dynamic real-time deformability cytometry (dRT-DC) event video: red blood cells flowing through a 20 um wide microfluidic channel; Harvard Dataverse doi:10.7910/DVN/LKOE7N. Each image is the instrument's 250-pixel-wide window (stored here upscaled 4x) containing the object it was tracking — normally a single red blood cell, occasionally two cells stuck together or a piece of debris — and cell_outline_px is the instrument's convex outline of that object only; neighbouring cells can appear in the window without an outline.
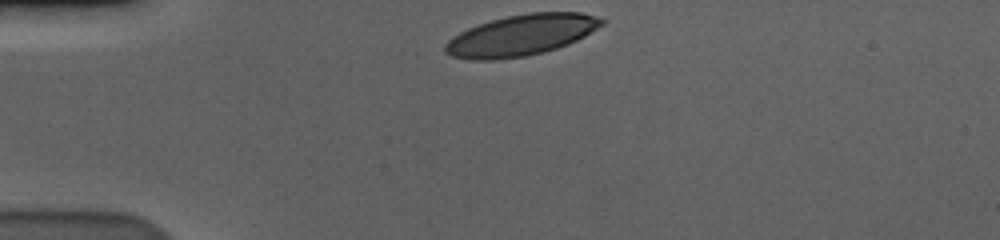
{"species": "human", "species_latin": "Homo sapiens", "temperature_condition": "cold", "stored_images_in_passage": 34, "camera_frame_rate_fps": 3000, "um_per_image_px": 0.085, "donor": {"sex": "male"}, "frame": {"image": 1, "passage_image": 1, "time_ms": 0.0, "image_size_px": [1000, 240], "cell_outline_px": [[608, 20], [604, 24], [584, 36], [568, 44], [544, 52], [524, 56], [496, 60], [472, 60], [452, 56], [444, 52], [444, 44], [452, 36], [468, 28], [492, 20], [508, 16], [528, 12], [580, 12]], "centroid_in_image_um": [44.3, 2.99], "position_along_channel_um": 40.7, "area_um2": 37.34}}
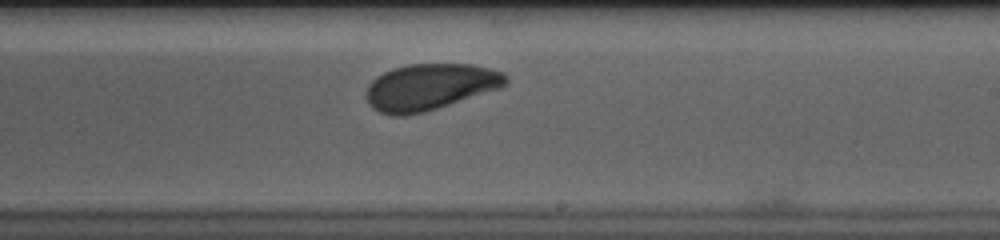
{"frame": {"image": 2, "passage_image": 22, "time_ms": 7.0, "image_size_px": [1000, 240], "cell_outline_px": [[508, 84], [500, 88], [424, 112], [404, 116], [392, 116], [380, 112], [372, 108], [368, 104], [368, 84], [376, 76], [392, 68], [412, 64], [472, 64], [504, 72], [508, 76]], "centroid_in_image_um": [36.55, 7.38], "position_along_channel_um": 252.4, "area_um2": 37.63}}
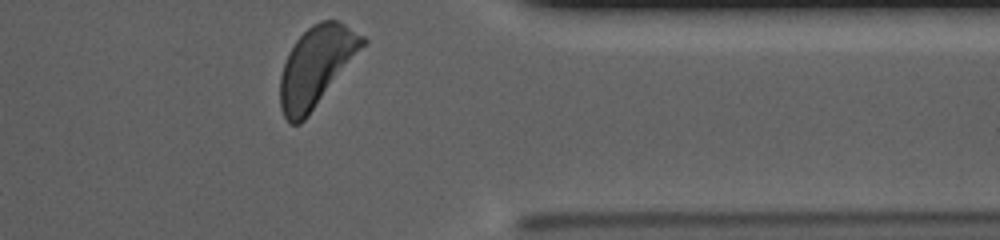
{"frame": {"image": 3, "passage_image": 34, "time_ms": 11.0, "image_size_px": [1000, 240], "cell_outline_px": [[368, 44], [308, 116], [300, 124], [288, 124], [280, 108], [280, 76], [288, 52], [296, 40], [312, 24], [320, 20], [336, 20], [344, 24], [364, 36], [368, 40]], "centroid_in_image_um": [26.91, 5.65], "position_along_channel_um": 384.5, "area_um2": 38.73}, "authors_computed_cell_mechanics": {"area_um2": 38.0613, "velocity_mm_per_s": 3.544, "shape_relaxation_time_tau1_ms": 2.6737, "shape_relaxation_time_tau2_ms": 8.4879, "deformation_change_tau1": 0.1286, "deformation_change_tau2": 0.1415}}